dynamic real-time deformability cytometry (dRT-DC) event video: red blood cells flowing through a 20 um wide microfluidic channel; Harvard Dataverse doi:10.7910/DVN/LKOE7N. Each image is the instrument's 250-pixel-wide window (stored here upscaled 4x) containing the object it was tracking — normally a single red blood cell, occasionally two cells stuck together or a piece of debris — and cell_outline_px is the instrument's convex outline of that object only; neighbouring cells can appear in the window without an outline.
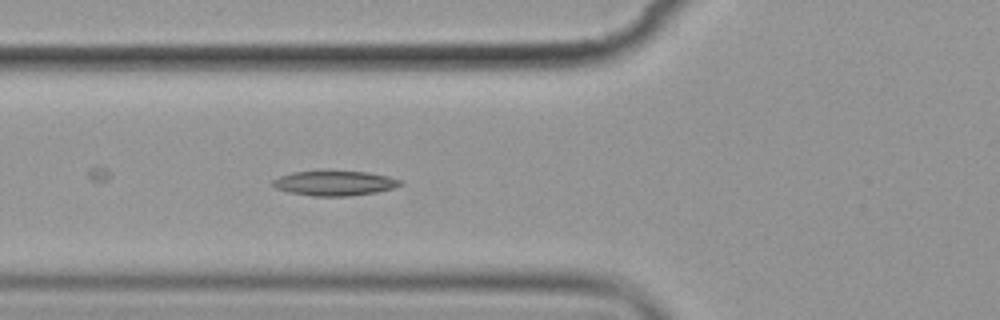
{"species": "common noctule bat (a hibernating species)", "species_latin": "Nyctalus noctula", "temperature_condition": "cold", "stored_images_in_passage": 2, "camera_frame_rate_fps": 3000, "um_per_image_px": 0.085, "animal": {"sex": "female", "body_mass_g": 19.9}, "frame": {"image": 1, "passage_image": 2, "time_ms": 1.0, "image_size_px": [1000, 320], "cell_outline_px": [[404, 184], [392, 188], [376, 192], [348, 196], [312, 196], [288, 192], [276, 188], [272, 184], [272, 180], [280, 176], [292, 172], [316, 168], [324, 168], [368, 172], [388, 176], [400, 180]], "centroid_in_image_um": [28.39, 15.51], "position_along_channel_um": 97.4, "area_um2": 19.36}}